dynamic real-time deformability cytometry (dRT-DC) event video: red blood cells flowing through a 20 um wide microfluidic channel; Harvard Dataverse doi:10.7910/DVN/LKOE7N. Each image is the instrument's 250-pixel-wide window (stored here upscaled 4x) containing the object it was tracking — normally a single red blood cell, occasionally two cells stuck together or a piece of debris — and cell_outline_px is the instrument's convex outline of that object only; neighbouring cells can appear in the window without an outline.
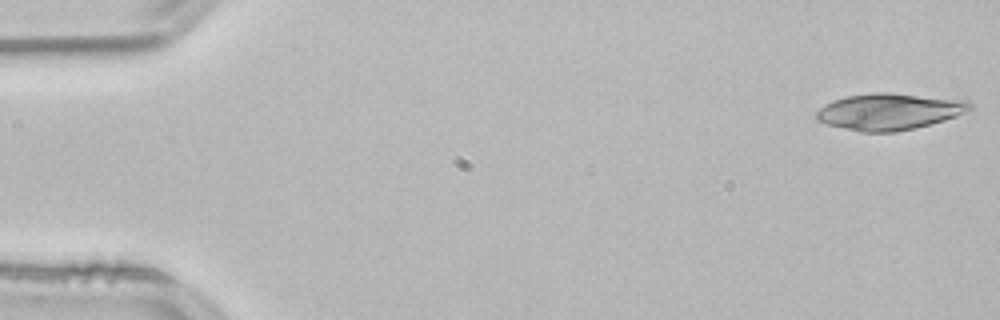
{"species": "common noctule bat (a hibernating species)", "species_latin": "Nyctalus noctula", "temperature_condition": "room temperature", "stored_images_in_passage": 52, "camera_frame_rate_fps": 3000, "um_per_image_px": 0.085, "animal": {"sex": "male", "body_mass_g": 21.5, "forearm_length_mm": 52.0}, "frame": {"image": 1, "passage_image": 1, "time_ms": 0.0, "image_size_px": [1000, 320], "cell_outline_px": [[972, 108], [956, 116], [944, 120], [916, 128], [896, 132], [860, 132], [828, 124], [816, 120], [816, 112], [824, 104], [832, 100], [848, 96], [872, 92], [892, 92], [968, 100], [972, 104]], "centroid_in_image_um": [75.59, 9.47], "position_along_channel_um": 9.4, "area_um2": 32.83}}